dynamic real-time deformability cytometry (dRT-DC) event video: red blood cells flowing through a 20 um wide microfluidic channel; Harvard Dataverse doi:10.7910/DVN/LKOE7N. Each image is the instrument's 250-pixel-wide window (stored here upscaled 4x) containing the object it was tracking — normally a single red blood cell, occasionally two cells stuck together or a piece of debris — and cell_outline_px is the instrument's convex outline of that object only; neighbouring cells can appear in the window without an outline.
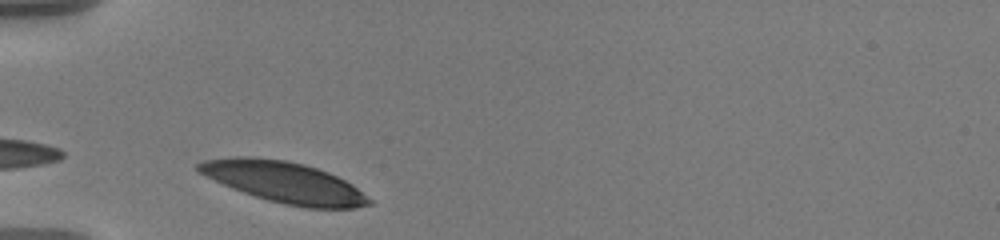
{"species": "human", "species_latin": "Homo sapiens", "temperature_condition": "warm", "stored_images_in_passage": 9, "camera_frame_rate_fps": 3000, "um_per_image_px": 0.085, "donor": {"sex": "male"}, "frame": {"image": 1, "passage_image": 2, "time_ms": 0.333, "image_size_px": [1000, 240], "cell_outline_px": [[372, 204], [356, 208], [304, 208], [284, 204], [268, 200], [232, 188], [196, 172], [196, 164], [204, 160], [232, 156], [252, 156], [284, 160], [304, 164], [328, 172], [352, 184], [372, 200]], "centroid_in_image_um": [24.13, 15.48], "position_along_channel_um": 60.9, "area_um2": 40.81}}
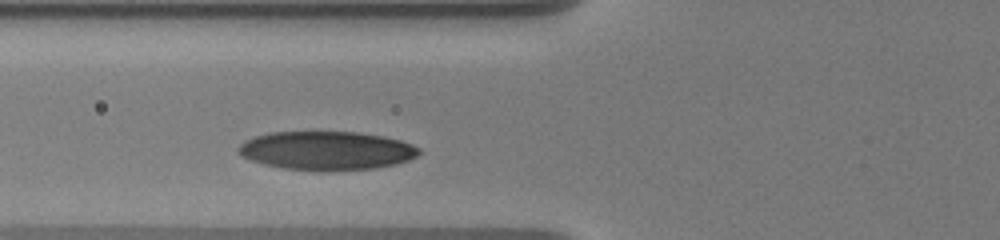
{"frame": {"image": 2, "passage_image": 6, "time_ms": 1.667, "image_size_px": [1000, 240], "cell_outline_px": [[420, 152], [416, 156], [408, 160], [396, 164], [376, 168], [284, 168], [264, 164], [240, 156], [236, 152], [236, 148], [244, 140], [268, 132], [360, 132], [384, 136], [400, 140], [412, 144], [420, 148]], "centroid_in_image_um": [27.74, 12.75], "position_along_channel_um": 98.1, "area_um2": 39.88}}